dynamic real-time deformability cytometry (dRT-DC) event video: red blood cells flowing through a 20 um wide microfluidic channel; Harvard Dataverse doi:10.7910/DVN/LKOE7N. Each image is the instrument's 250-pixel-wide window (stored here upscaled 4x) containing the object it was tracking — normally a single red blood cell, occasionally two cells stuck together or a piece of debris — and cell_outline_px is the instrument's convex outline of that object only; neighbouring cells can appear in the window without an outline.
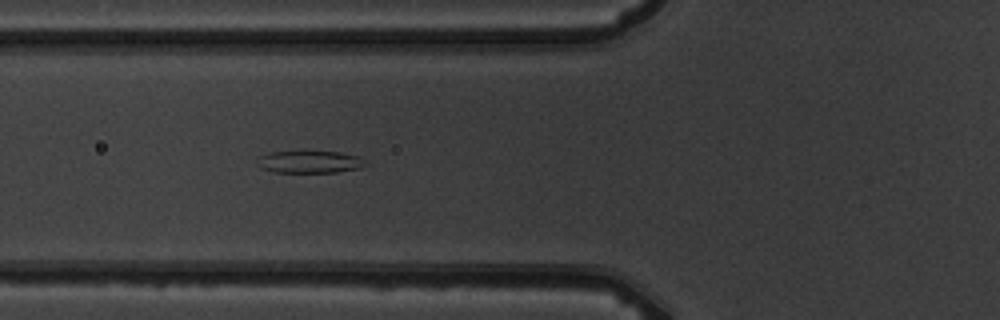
{"species": "common noctule bat (a hibernating species)", "species_latin": "Nyctalus noctula", "temperature_condition": "warm", "stored_images_in_passage": 3, "camera_frame_rate_fps": 3000, "um_per_image_px": 0.085, "animal": {"sex": "male", "body_mass_g": 19.5, "forearm_length_mm": 54.6}, "frame": {"image": 1, "passage_image": 3, "time_ms": 2.333, "image_size_px": [1000, 320], "cell_outline_px": [[368, 164], [360, 168], [336, 172], [272, 172], [260, 168], [260, 156], [268, 152], [304, 148], [308, 148], [340, 152], [360, 156]], "centroid_in_image_um": [26.34, 13.69], "position_along_channel_um": 99.5, "area_um2": 14.97}}